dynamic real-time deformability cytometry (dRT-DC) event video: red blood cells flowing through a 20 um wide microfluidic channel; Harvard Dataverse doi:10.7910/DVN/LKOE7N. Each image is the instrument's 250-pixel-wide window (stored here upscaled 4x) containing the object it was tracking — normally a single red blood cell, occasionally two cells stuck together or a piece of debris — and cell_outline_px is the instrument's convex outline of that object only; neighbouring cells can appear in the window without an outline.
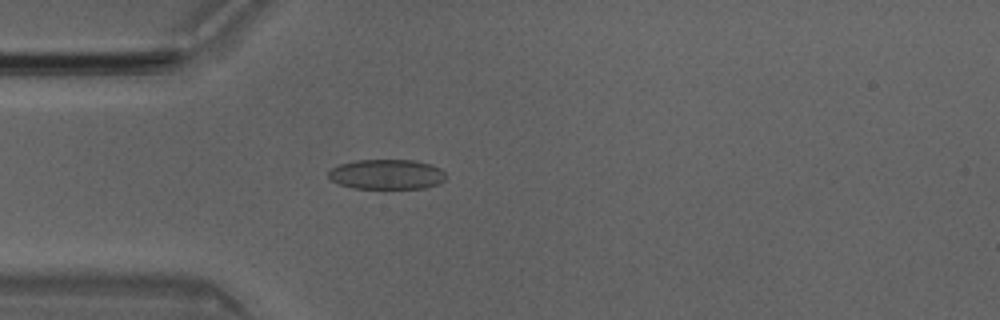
{"species": "Egyptian fruit bat (a non-hibernating species)", "species_latin": "Rousettus aegyptiacus", "temperature_condition": "room temperature", "stored_images_in_passage": 50, "camera_frame_rate_fps": 3000, "um_per_image_px": 0.085, "animal": {"sex": "male"}, "frame": {"image": 1, "passage_image": 14, "time_ms": 4.333, "image_size_px": [1000, 320], "cell_outline_px": [[448, 176], [440, 184], [424, 188], [352, 188], [336, 184], [328, 176], [328, 172], [332, 168], [340, 164], [356, 160], [416, 160], [432, 164], [440, 168]], "centroid_in_image_um": [32.9, 14.82], "position_along_channel_um": 52.1, "area_um2": 20.75}}
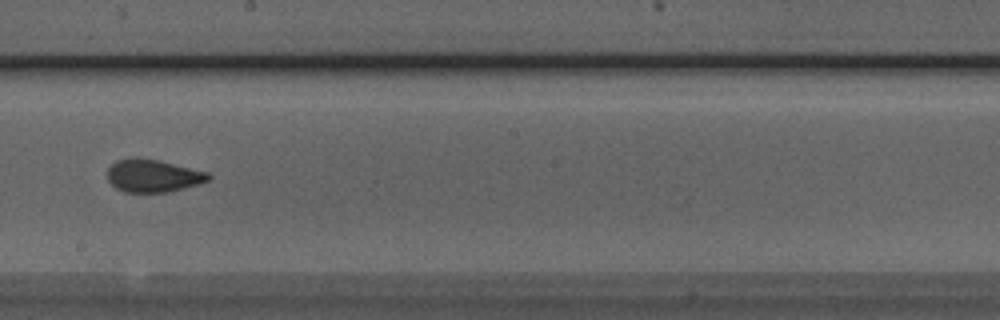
{"frame": {"image": 2, "passage_image": 28, "time_ms": 9.0, "image_size_px": [1000, 320], "cell_outline_px": [[212, 176], [208, 180], [200, 184], [168, 192], [124, 192], [116, 188], [108, 180], [108, 168], [116, 160], [132, 156], [136, 156], [160, 160], [208, 172]], "centroid_in_image_um": [13.0, 14.92], "position_along_channel_um": 235.2, "area_um2": 19.54}}
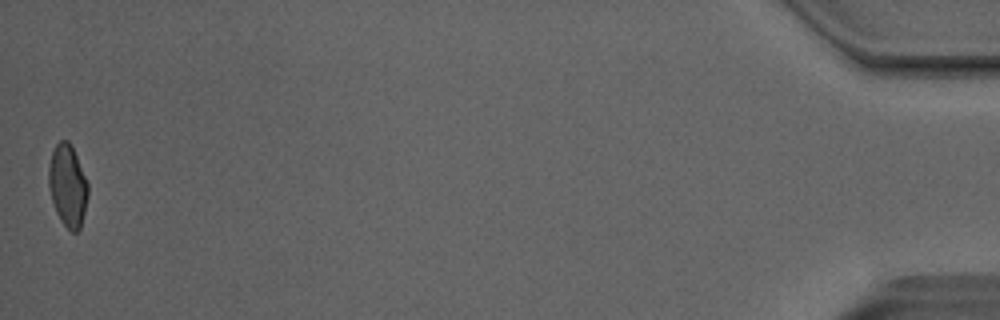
{"frame": {"image": 3, "passage_image": 50, "time_ms": 16.333, "image_size_px": [1000, 320], "cell_outline_px": [[88, 196], [80, 228], [76, 232], [72, 232], [60, 220], [56, 212], [52, 200], [48, 184], [48, 168], [52, 152], [56, 144], [60, 140], [68, 140], [76, 156], [88, 184]], "centroid_in_image_um": [5.74, 15.78], "position_along_channel_um": 429.5, "area_um2": 18.55}, "authors_computed_cell_mechanics": {"area_um2": 19.652, "velocity_mm_per_s": 4.0638, "shape_relaxation_time_tau1_ms": 5.7831, "shape_relaxation_time_tau2_ms": 1.0352, "deformation_change_tau1": 0.1446, "deformation_change_tau2": 0.0609}}